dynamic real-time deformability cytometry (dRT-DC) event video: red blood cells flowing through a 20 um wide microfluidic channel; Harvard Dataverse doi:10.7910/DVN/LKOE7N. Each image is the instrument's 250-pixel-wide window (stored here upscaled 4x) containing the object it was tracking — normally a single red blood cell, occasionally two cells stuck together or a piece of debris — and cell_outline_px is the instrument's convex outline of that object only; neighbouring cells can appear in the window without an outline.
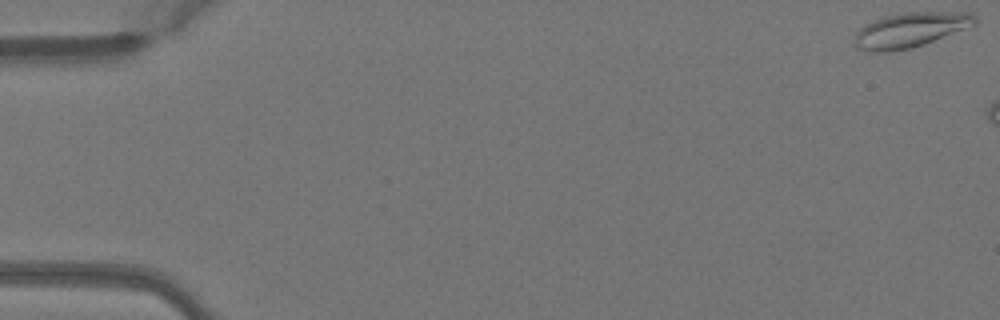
{"species": "Egyptian fruit bat (a non-hibernating species)", "species_latin": "Rousettus aegyptiacus", "temperature_condition": "warm", "stored_images_in_passage": 9, "camera_frame_rate_fps": 3000, "um_per_image_px": 0.085, "animal": {"sex": "female"}, "frame": {"image": 1, "passage_image": 1, "time_ms": 0.0, "image_size_px": [1000, 320], "cell_outline_px": [[976, 24], [924, 44], [912, 48], [888, 52], [872, 52], [856, 48], [856, 32], [860, 28], [884, 16], [900, 12], [972, 12], [976, 16]], "centroid_in_image_um": [77.39, 2.54], "position_along_channel_um": 7.6, "area_um2": 24.28}}